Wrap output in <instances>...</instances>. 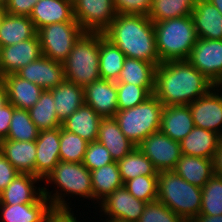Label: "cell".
I'll return each instance as SVG.
<instances>
[{
	"instance_id": "cell-26",
	"label": "cell",
	"mask_w": 222,
	"mask_h": 222,
	"mask_svg": "<svg viewBox=\"0 0 222 222\" xmlns=\"http://www.w3.org/2000/svg\"><path fill=\"white\" fill-rule=\"evenodd\" d=\"M102 118L92 107L84 103L62 122L61 127L79 135L87 142H92L97 140Z\"/></svg>"
},
{
	"instance_id": "cell-32",
	"label": "cell",
	"mask_w": 222,
	"mask_h": 222,
	"mask_svg": "<svg viewBox=\"0 0 222 222\" xmlns=\"http://www.w3.org/2000/svg\"><path fill=\"white\" fill-rule=\"evenodd\" d=\"M94 201L100 203L117 188L123 186L118 164L116 161L90 171Z\"/></svg>"
},
{
	"instance_id": "cell-48",
	"label": "cell",
	"mask_w": 222,
	"mask_h": 222,
	"mask_svg": "<svg viewBox=\"0 0 222 222\" xmlns=\"http://www.w3.org/2000/svg\"><path fill=\"white\" fill-rule=\"evenodd\" d=\"M46 222H80L74 217V212H54Z\"/></svg>"
},
{
	"instance_id": "cell-4",
	"label": "cell",
	"mask_w": 222,
	"mask_h": 222,
	"mask_svg": "<svg viewBox=\"0 0 222 222\" xmlns=\"http://www.w3.org/2000/svg\"><path fill=\"white\" fill-rule=\"evenodd\" d=\"M159 60H187L198 40L191 15L153 22Z\"/></svg>"
},
{
	"instance_id": "cell-35",
	"label": "cell",
	"mask_w": 222,
	"mask_h": 222,
	"mask_svg": "<svg viewBox=\"0 0 222 222\" xmlns=\"http://www.w3.org/2000/svg\"><path fill=\"white\" fill-rule=\"evenodd\" d=\"M28 111L31 120L40 131L54 129L62 125L56 114L51 90H44L40 99Z\"/></svg>"
},
{
	"instance_id": "cell-43",
	"label": "cell",
	"mask_w": 222,
	"mask_h": 222,
	"mask_svg": "<svg viewBox=\"0 0 222 222\" xmlns=\"http://www.w3.org/2000/svg\"><path fill=\"white\" fill-rule=\"evenodd\" d=\"M112 162H114V160L112 159L110 152L102 143L97 140L88 142L83 165L87 167L89 171H93Z\"/></svg>"
},
{
	"instance_id": "cell-52",
	"label": "cell",
	"mask_w": 222,
	"mask_h": 222,
	"mask_svg": "<svg viewBox=\"0 0 222 222\" xmlns=\"http://www.w3.org/2000/svg\"><path fill=\"white\" fill-rule=\"evenodd\" d=\"M211 4L215 5L219 12L222 14V0H208Z\"/></svg>"
},
{
	"instance_id": "cell-31",
	"label": "cell",
	"mask_w": 222,
	"mask_h": 222,
	"mask_svg": "<svg viewBox=\"0 0 222 222\" xmlns=\"http://www.w3.org/2000/svg\"><path fill=\"white\" fill-rule=\"evenodd\" d=\"M125 59V54L109 41L103 33H99V70L101 79L117 82Z\"/></svg>"
},
{
	"instance_id": "cell-29",
	"label": "cell",
	"mask_w": 222,
	"mask_h": 222,
	"mask_svg": "<svg viewBox=\"0 0 222 222\" xmlns=\"http://www.w3.org/2000/svg\"><path fill=\"white\" fill-rule=\"evenodd\" d=\"M37 34L29 16L4 13L0 24V43L2 47L15 45L33 38Z\"/></svg>"
},
{
	"instance_id": "cell-16",
	"label": "cell",
	"mask_w": 222,
	"mask_h": 222,
	"mask_svg": "<svg viewBox=\"0 0 222 222\" xmlns=\"http://www.w3.org/2000/svg\"><path fill=\"white\" fill-rule=\"evenodd\" d=\"M35 142V176L43 181L60 161V127L41 130Z\"/></svg>"
},
{
	"instance_id": "cell-44",
	"label": "cell",
	"mask_w": 222,
	"mask_h": 222,
	"mask_svg": "<svg viewBox=\"0 0 222 222\" xmlns=\"http://www.w3.org/2000/svg\"><path fill=\"white\" fill-rule=\"evenodd\" d=\"M117 14L147 15L151 9L152 0H113Z\"/></svg>"
},
{
	"instance_id": "cell-13",
	"label": "cell",
	"mask_w": 222,
	"mask_h": 222,
	"mask_svg": "<svg viewBox=\"0 0 222 222\" xmlns=\"http://www.w3.org/2000/svg\"><path fill=\"white\" fill-rule=\"evenodd\" d=\"M146 202L135 198L124 187L117 188L112 194L100 202V211L107 219H119L129 222H138Z\"/></svg>"
},
{
	"instance_id": "cell-6",
	"label": "cell",
	"mask_w": 222,
	"mask_h": 222,
	"mask_svg": "<svg viewBox=\"0 0 222 222\" xmlns=\"http://www.w3.org/2000/svg\"><path fill=\"white\" fill-rule=\"evenodd\" d=\"M65 79L86 86L101 79L99 70V33L84 32L62 62Z\"/></svg>"
},
{
	"instance_id": "cell-24",
	"label": "cell",
	"mask_w": 222,
	"mask_h": 222,
	"mask_svg": "<svg viewBox=\"0 0 222 222\" xmlns=\"http://www.w3.org/2000/svg\"><path fill=\"white\" fill-rule=\"evenodd\" d=\"M0 152L20 174L35 175L36 142L1 140Z\"/></svg>"
},
{
	"instance_id": "cell-25",
	"label": "cell",
	"mask_w": 222,
	"mask_h": 222,
	"mask_svg": "<svg viewBox=\"0 0 222 222\" xmlns=\"http://www.w3.org/2000/svg\"><path fill=\"white\" fill-rule=\"evenodd\" d=\"M5 86L8 102L14 107L29 110L44 91L40 86L22 79L17 74H9L1 79Z\"/></svg>"
},
{
	"instance_id": "cell-19",
	"label": "cell",
	"mask_w": 222,
	"mask_h": 222,
	"mask_svg": "<svg viewBox=\"0 0 222 222\" xmlns=\"http://www.w3.org/2000/svg\"><path fill=\"white\" fill-rule=\"evenodd\" d=\"M0 211V222H46L55 212L44 195L35 203L0 204Z\"/></svg>"
},
{
	"instance_id": "cell-54",
	"label": "cell",
	"mask_w": 222,
	"mask_h": 222,
	"mask_svg": "<svg viewBox=\"0 0 222 222\" xmlns=\"http://www.w3.org/2000/svg\"><path fill=\"white\" fill-rule=\"evenodd\" d=\"M103 222H129V221H124L119 219H106Z\"/></svg>"
},
{
	"instance_id": "cell-18",
	"label": "cell",
	"mask_w": 222,
	"mask_h": 222,
	"mask_svg": "<svg viewBox=\"0 0 222 222\" xmlns=\"http://www.w3.org/2000/svg\"><path fill=\"white\" fill-rule=\"evenodd\" d=\"M29 17L36 31L53 23L77 22L74 19L73 0H39Z\"/></svg>"
},
{
	"instance_id": "cell-3",
	"label": "cell",
	"mask_w": 222,
	"mask_h": 222,
	"mask_svg": "<svg viewBox=\"0 0 222 222\" xmlns=\"http://www.w3.org/2000/svg\"><path fill=\"white\" fill-rule=\"evenodd\" d=\"M46 184L57 185V190L52 193L43 186V195L49 200L52 208L56 212H71L65 196L79 195L86 199H93L91 173L83 163H71L59 161L54 169L44 179ZM59 190V192H58ZM63 192V193H62Z\"/></svg>"
},
{
	"instance_id": "cell-12",
	"label": "cell",
	"mask_w": 222,
	"mask_h": 222,
	"mask_svg": "<svg viewBox=\"0 0 222 222\" xmlns=\"http://www.w3.org/2000/svg\"><path fill=\"white\" fill-rule=\"evenodd\" d=\"M222 86H214L206 95L189 104L194 126L222 138ZM220 92V93H219Z\"/></svg>"
},
{
	"instance_id": "cell-27",
	"label": "cell",
	"mask_w": 222,
	"mask_h": 222,
	"mask_svg": "<svg viewBox=\"0 0 222 222\" xmlns=\"http://www.w3.org/2000/svg\"><path fill=\"white\" fill-rule=\"evenodd\" d=\"M222 138L209 130L194 127L180 142L184 155L213 159Z\"/></svg>"
},
{
	"instance_id": "cell-17",
	"label": "cell",
	"mask_w": 222,
	"mask_h": 222,
	"mask_svg": "<svg viewBox=\"0 0 222 222\" xmlns=\"http://www.w3.org/2000/svg\"><path fill=\"white\" fill-rule=\"evenodd\" d=\"M85 104L101 117H114L118 112L116 82L99 79L83 87Z\"/></svg>"
},
{
	"instance_id": "cell-47",
	"label": "cell",
	"mask_w": 222,
	"mask_h": 222,
	"mask_svg": "<svg viewBox=\"0 0 222 222\" xmlns=\"http://www.w3.org/2000/svg\"><path fill=\"white\" fill-rule=\"evenodd\" d=\"M14 108L10 102L0 108V141L5 140L8 135Z\"/></svg>"
},
{
	"instance_id": "cell-8",
	"label": "cell",
	"mask_w": 222,
	"mask_h": 222,
	"mask_svg": "<svg viewBox=\"0 0 222 222\" xmlns=\"http://www.w3.org/2000/svg\"><path fill=\"white\" fill-rule=\"evenodd\" d=\"M84 31L78 22L53 23L37 31L42 55L63 62Z\"/></svg>"
},
{
	"instance_id": "cell-37",
	"label": "cell",
	"mask_w": 222,
	"mask_h": 222,
	"mask_svg": "<svg viewBox=\"0 0 222 222\" xmlns=\"http://www.w3.org/2000/svg\"><path fill=\"white\" fill-rule=\"evenodd\" d=\"M39 132L40 130L30 118L29 111L15 107L6 139L13 141H34L37 139Z\"/></svg>"
},
{
	"instance_id": "cell-46",
	"label": "cell",
	"mask_w": 222,
	"mask_h": 222,
	"mask_svg": "<svg viewBox=\"0 0 222 222\" xmlns=\"http://www.w3.org/2000/svg\"><path fill=\"white\" fill-rule=\"evenodd\" d=\"M19 174L15 167L0 152V193Z\"/></svg>"
},
{
	"instance_id": "cell-14",
	"label": "cell",
	"mask_w": 222,
	"mask_h": 222,
	"mask_svg": "<svg viewBox=\"0 0 222 222\" xmlns=\"http://www.w3.org/2000/svg\"><path fill=\"white\" fill-rule=\"evenodd\" d=\"M16 74L40 86L43 90H51L65 80L62 62L43 55L22 67Z\"/></svg>"
},
{
	"instance_id": "cell-20",
	"label": "cell",
	"mask_w": 222,
	"mask_h": 222,
	"mask_svg": "<svg viewBox=\"0 0 222 222\" xmlns=\"http://www.w3.org/2000/svg\"><path fill=\"white\" fill-rule=\"evenodd\" d=\"M198 38L222 40V14L208 0H197L191 13Z\"/></svg>"
},
{
	"instance_id": "cell-2",
	"label": "cell",
	"mask_w": 222,
	"mask_h": 222,
	"mask_svg": "<svg viewBox=\"0 0 222 222\" xmlns=\"http://www.w3.org/2000/svg\"><path fill=\"white\" fill-rule=\"evenodd\" d=\"M126 57L153 63H161L158 56L154 23L147 15L116 14V17L103 32Z\"/></svg>"
},
{
	"instance_id": "cell-7",
	"label": "cell",
	"mask_w": 222,
	"mask_h": 222,
	"mask_svg": "<svg viewBox=\"0 0 222 222\" xmlns=\"http://www.w3.org/2000/svg\"><path fill=\"white\" fill-rule=\"evenodd\" d=\"M163 107L152 94L135 107L118 110L114 118L124 135L137 147L150 134L160 131Z\"/></svg>"
},
{
	"instance_id": "cell-30",
	"label": "cell",
	"mask_w": 222,
	"mask_h": 222,
	"mask_svg": "<svg viewBox=\"0 0 222 222\" xmlns=\"http://www.w3.org/2000/svg\"><path fill=\"white\" fill-rule=\"evenodd\" d=\"M173 171L188 183L202 188L214 175L213 159L182 154Z\"/></svg>"
},
{
	"instance_id": "cell-10",
	"label": "cell",
	"mask_w": 222,
	"mask_h": 222,
	"mask_svg": "<svg viewBox=\"0 0 222 222\" xmlns=\"http://www.w3.org/2000/svg\"><path fill=\"white\" fill-rule=\"evenodd\" d=\"M187 61L215 86H222V40L198 38Z\"/></svg>"
},
{
	"instance_id": "cell-36",
	"label": "cell",
	"mask_w": 222,
	"mask_h": 222,
	"mask_svg": "<svg viewBox=\"0 0 222 222\" xmlns=\"http://www.w3.org/2000/svg\"><path fill=\"white\" fill-rule=\"evenodd\" d=\"M197 0H152L148 17L153 22L191 15Z\"/></svg>"
},
{
	"instance_id": "cell-55",
	"label": "cell",
	"mask_w": 222,
	"mask_h": 222,
	"mask_svg": "<svg viewBox=\"0 0 222 222\" xmlns=\"http://www.w3.org/2000/svg\"><path fill=\"white\" fill-rule=\"evenodd\" d=\"M4 13H5V8L4 7H0V24H1V21L3 19Z\"/></svg>"
},
{
	"instance_id": "cell-56",
	"label": "cell",
	"mask_w": 222,
	"mask_h": 222,
	"mask_svg": "<svg viewBox=\"0 0 222 222\" xmlns=\"http://www.w3.org/2000/svg\"><path fill=\"white\" fill-rule=\"evenodd\" d=\"M9 0H0V7H5Z\"/></svg>"
},
{
	"instance_id": "cell-42",
	"label": "cell",
	"mask_w": 222,
	"mask_h": 222,
	"mask_svg": "<svg viewBox=\"0 0 222 222\" xmlns=\"http://www.w3.org/2000/svg\"><path fill=\"white\" fill-rule=\"evenodd\" d=\"M138 222H186L159 201L147 203Z\"/></svg>"
},
{
	"instance_id": "cell-38",
	"label": "cell",
	"mask_w": 222,
	"mask_h": 222,
	"mask_svg": "<svg viewBox=\"0 0 222 222\" xmlns=\"http://www.w3.org/2000/svg\"><path fill=\"white\" fill-rule=\"evenodd\" d=\"M87 145L85 139L60 127V161L83 163Z\"/></svg>"
},
{
	"instance_id": "cell-11",
	"label": "cell",
	"mask_w": 222,
	"mask_h": 222,
	"mask_svg": "<svg viewBox=\"0 0 222 222\" xmlns=\"http://www.w3.org/2000/svg\"><path fill=\"white\" fill-rule=\"evenodd\" d=\"M137 147L158 172L173 171L182 156L180 143L161 131L150 134Z\"/></svg>"
},
{
	"instance_id": "cell-23",
	"label": "cell",
	"mask_w": 222,
	"mask_h": 222,
	"mask_svg": "<svg viewBox=\"0 0 222 222\" xmlns=\"http://www.w3.org/2000/svg\"><path fill=\"white\" fill-rule=\"evenodd\" d=\"M97 141L102 143L114 161L123 159L136 146L121 131L114 117H103L98 130Z\"/></svg>"
},
{
	"instance_id": "cell-49",
	"label": "cell",
	"mask_w": 222,
	"mask_h": 222,
	"mask_svg": "<svg viewBox=\"0 0 222 222\" xmlns=\"http://www.w3.org/2000/svg\"><path fill=\"white\" fill-rule=\"evenodd\" d=\"M214 175L222 177V139L213 158Z\"/></svg>"
},
{
	"instance_id": "cell-1",
	"label": "cell",
	"mask_w": 222,
	"mask_h": 222,
	"mask_svg": "<svg viewBox=\"0 0 222 222\" xmlns=\"http://www.w3.org/2000/svg\"><path fill=\"white\" fill-rule=\"evenodd\" d=\"M214 86L187 60L169 61L155 69L153 94L164 106L189 105Z\"/></svg>"
},
{
	"instance_id": "cell-33",
	"label": "cell",
	"mask_w": 222,
	"mask_h": 222,
	"mask_svg": "<svg viewBox=\"0 0 222 222\" xmlns=\"http://www.w3.org/2000/svg\"><path fill=\"white\" fill-rule=\"evenodd\" d=\"M156 66L143 60L126 57L116 83L154 86Z\"/></svg>"
},
{
	"instance_id": "cell-39",
	"label": "cell",
	"mask_w": 222,
	"mask_h": 222,
	"mask_svg": "<svg viewBox=\"0 0 222 222\" xmlns=\"http://www.w3.org/2000/svg\"><path fill=\"white\" fill-rule=\"evenodd\" d=\"M201 215H222V177L213 175L202 187Z\"/></svg>"
},
{
	"instance_id": "cell-53",
	"label": "cell",
	"mask_w": 222,
	"mask_h": 222,
	"mask_svg": "<svg viewBox=\"0 0 222 222\" xmlns=\"http://www.w3.org/2000/svg\"><path fill=\"white\" fill-rule=\"evenodd\" d=\"M1 53H2V46H1V43H0V81L2 79Z\"/></svg>"
},
{
	"instance_id": "cell-34",
	"label": "cell",
	"mask_w": 222,
	"mask_h": 222,
	"mask_svg": "<svg viewBox=\"0 0 222 222\" xmlns=\"http://www.w3.org/2000/svg\"><path fill=\"white\" fill-rule=\"evenodd\" d=\"M122 182L134 179L137 176H158L153 163L135 147L123 159L117 161Z\"/></svg>"
},
{
	"instance_id": "cell-22",
	"label": "cell",
	"mask_w": 222,
	"mask_h": 222,
	"mask_svg": "<svg viewBox=\"0 0 222 222\" xmlns=\"http://www.w3.org/2000/svg\"><path fill=\"white\" fill-rule=\"evenodd\" d=\"M38 181L41 179L35 175L19 173L0 193V204L15 205L37 202L43 196V188L34 185Z\"/></svg>"
},
{
	"instance_id": "cell-51",
	"label": "cell",
	"mask_w": 222,
	"mask_h": 222,
	"mask_svg": "<svg viewBox=\"0 0 222 222\" xmlns=\"http://www.w3.org/2000/svg\"><path fill=\"white\" fill-rule=\"evenodd\" d=\"M8 103V96L5 86L0 81V108Z\"/></svg>"
},
{
	"instance_id": "cell-41",
	"label": "cell",
	"mask_w": 222,
	"mask_h": 222,
	"mask_svg": "<svg viewBox=\"0 0 222 222\" xmlns=\"http://www.w3.org/2000/svg\"><path fill=\"white\" fill-rule=\"evenodd\" d=\"M158 176H137L123 183V186L135 198L146 203L157 200Z\"/></svg>"
},
{
	"instance_id": "cell-5",
	"label": "cell",
	"mask_w": 222,
	"mask_h": 222,
	"mask_svg": "<svg viewBox=\"0 0 222 222\" xmlns=\"http://www.w3.org/2000/svg\"><path fill=\"white\" fill-rule=\"evenodd\" d=\"M157 201L186 222L193 221L201 210L202 188L192 185L174 171L158 172Z\"/></svg>"
},
{
	"instance_id": "cell-15",
	"label": "cell",
	"mask_w": 222,
	"mask_h": 222,
	"mask_svg": "<svg viewBox=\"0 0 222 222\" xmlns=\"http://www.w3.org/2000/svg\"><path fill=\"white\" fill-rule=\"evenodd\" d=\"M42 56L38 34L11 46L2 47V78L16 74L22 67Z\"/></svg>"
},
{
	"instance_id": "cell-40",
	"label": "cell",
	"mask_w": 222,
	"mask_h": 222,
	"mask_svg": "<svg viewBox=\"0 0 222 222\" xmlns=\"http://www.w3.org/2000/svg\"><path fill=\"white\" fill-rule=\"evenodd\" d=\"M118 110L135 107L154 92V86H137L131 83H116Z\"/></svg>"
},
{
	"instance_id": "cell-45",
	"label": "cell",
	"mask_w": 222,
	"mask_h": 222,
	"mask_svg": "<svg viewBox=\"0 0 222 222\" xmlns=\"http://www.w3.org/2000/svg\"><path fill=\"white\" fill-rule=\"evenodd\" d=\"M39 0H9L4 7L5 12L11 15L30 16L34 5Z\"/></svg>"
},
{
	"instance_id": "cell-9",
	"label": "cell",
	"mask_w": 222,
	"mask_h": 222,
	"mask_svg": "<svg viewBox=\"0 0 222 222\" xmlns=\"http://www.w3.org/2000/svg\"><path fill=\"white\" fill-rule=\"evenodd\" d=\"M74 19L84 32L103 33L116 17L113 0H73Z\"/></svg>"
},
{
	"instance_id": "cell-50",
	"label": "cell",
	"mask_w": 222,
	"mask_h": 222,
	"mask_svg": "<svg viewBox=\"0 0 222 222\" xmlns=\"http://www.w3.org/2000/svg\"><path fill=\"white\" fill-rule=\"evenodd\" d=\"M191 222H222V215L210 216V215H201V214H199Z\"/></svg>"
},
{
	"instance_id": "cell-21",
	"label": "cell",
	"mask_w": 222,
	"mask_h": 222,
	"mask_svg": "<svg viewBox=\"0 0 222 222\" xmlns=\"http://www.w3.org/2000/svg\"><path fill=\"white\" fill-rule=\"evenodd\" d=\"M189 105L164 106L160 131L176 142H181L194 128Z\"/></svg>"
},
{
	"instance_id": "cell-28",
	"label": "cell",
	"mask_w": 222,
	"mask_h": 222,
	"mask_svg": "<svg viewBox=\"0 0 222 222\" xmlns=\"http://www.w3.org/2000/svg\"><path fill=\"white\" fill-rule=\"evenodd\" d=\"M51 92L56 114L61 123L85 103L83 87L66 79L51 89Z\"/></svg>"
}]
</instances>
